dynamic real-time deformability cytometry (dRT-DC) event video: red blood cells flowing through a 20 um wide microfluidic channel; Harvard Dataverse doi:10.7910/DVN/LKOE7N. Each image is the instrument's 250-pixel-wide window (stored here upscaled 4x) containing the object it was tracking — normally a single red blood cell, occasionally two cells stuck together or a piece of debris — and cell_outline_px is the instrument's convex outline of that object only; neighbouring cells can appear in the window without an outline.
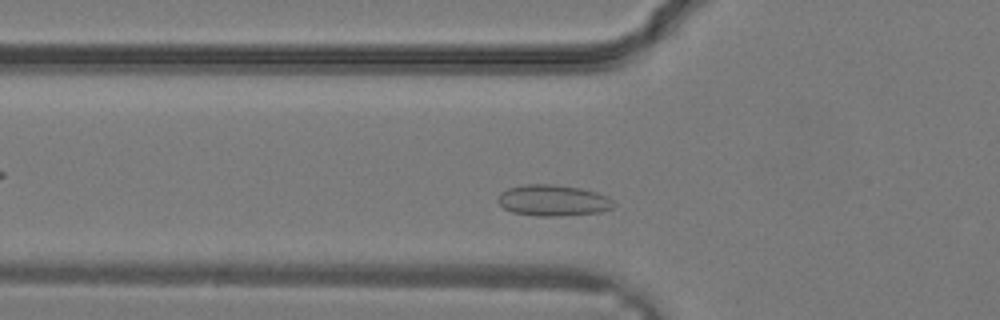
{"species": "common noctule bat (a hibernating species)", "species_latin": "Nyctalus noctula", "temperature_condition": "warm", "stored_images_in_passage": 16, "camera_frame_rate_fps": 3000, "um_per_image_px": 0.085, "animal": {"sex": "male", "body_mass_g": 19.2, "forearm_length_mm": 51.8}, "frame": {"image": 1, "passage_image": 3, "time_ms": 0.667, "image_size_px": [1000, 320], "cell_outline_px": [[616, 204], [612, 208], [600, 212], [564, 216], [536, 216], [512, 212], [504, 208], [496, 200], [500, 192], [508, 188], [528, 184], [556, 184], [580, 188], [596, 192], [608, 196]], "centroid_in_image_um": [47.01, 17.04], "position_along_channel_um": 78.8, "area_um2": 21.21}}
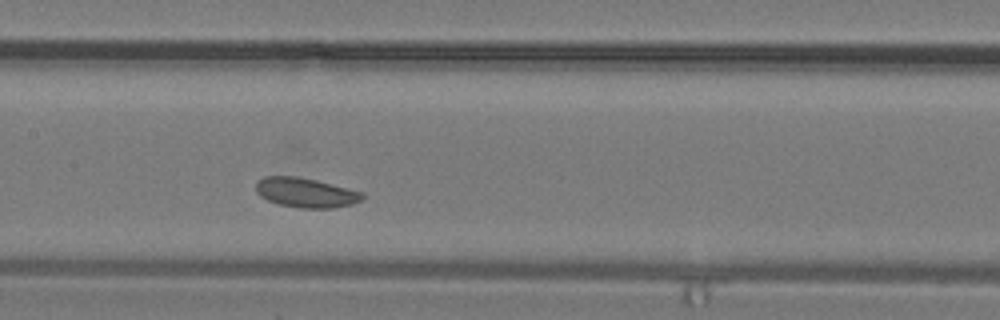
{"frame": {"image": 2, "passage_image": 8, "time_ms": 2.333, "image_size_px": [1000, 320], "cell_outline_px": [[364, 196], [360, 200], [352, 204], [332, 208], [300, 208], [280, 204], [268, 200], [260, 196], [256, 192], [256, 180], [264, 176], [296, 176], [316, 180], [364, 192]], "centroid_in_image_um": [25.97, 16.36], "position_along_channel_um": 181.4, "area_um2": 18.38}}
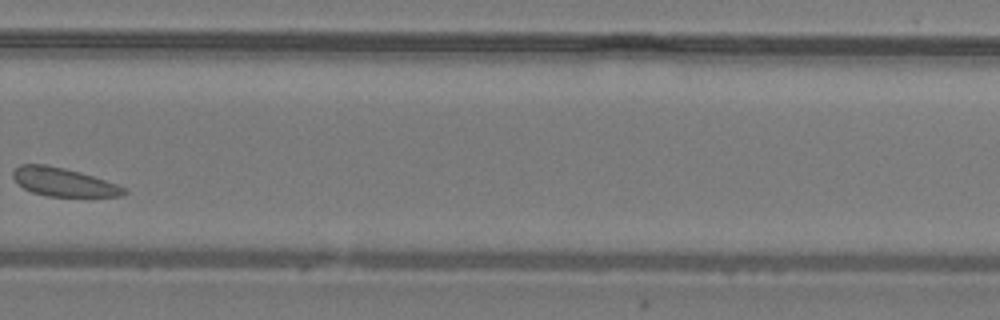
{"frame": {"image": 3, "passage_image": 15, "time_ms": 4.667, "image_size_px": [1000, 320], "cell_outline_px": [[128, 192], [120, 196], [48, 196], [32, 192], [24, 188], [12, 176], [12, 172], [20, 164], [48, 164], [80, 172], [128, 188]], "centroid_in_image_um": [5.4, 15.47], "position_along_channel_um": 324.4, "area_um2": 18.21}}